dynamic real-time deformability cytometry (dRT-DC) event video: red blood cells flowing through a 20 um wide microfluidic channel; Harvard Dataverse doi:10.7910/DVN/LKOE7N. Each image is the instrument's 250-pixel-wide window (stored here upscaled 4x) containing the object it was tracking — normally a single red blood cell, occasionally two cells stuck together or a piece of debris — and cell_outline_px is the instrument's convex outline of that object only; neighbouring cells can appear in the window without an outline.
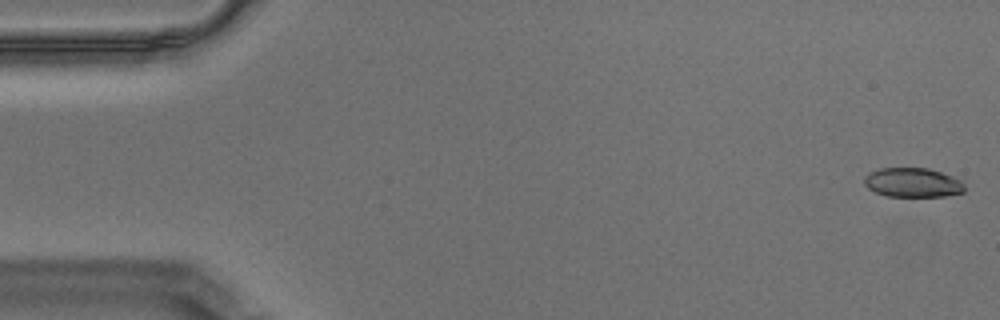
{"species": "Egyptian fruit bat (a non-hibernating species)", "species_latin": "Rousettus aegyptiacus", "temperature_condition": "warm", "stored_images_in_passage": 58, "camera_frame_rate_fps": 3000, "um_per_image_px": 0.085, "animal": {"sex": "male"}, "frame": {"image": 1, "passage_image": 1, "time_ms": 0.0, "image_size_px": [1000, 320], "cell_outline_px": [[964, 192], [944, 196], [888, 196], [876, 192], [868, 188], [864, 184], [864, 176], [868, 172], [880, 168], [928, 168], [952, 176], [960, 180], [964, 184]], "centroid_in_image_um": [77.56, 15.51], "position_along_channel_um": 7.4, "area_um2": 17.11}}
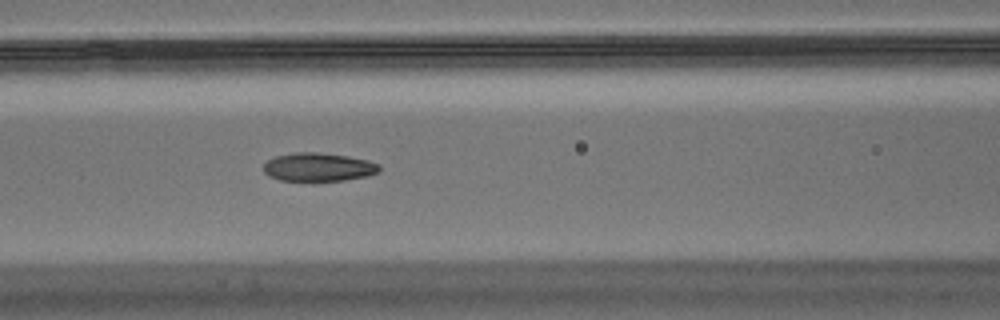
{"frame": {"image": 2, "passage_image": 24, "time_ms": 7.667, "image_size_px": [1000, 320], "cell_outline_px": [[380, 172], [368, 176], [344, 180], [280, 180], [268, 176], [264, 172], [264, 164], [268, 160], [276, 156], [296, 152], [320, 152], [348, 156], [368, 160], [380, 164]], "centroid_in_image_um": [27.1, 14.19], "position_along_channel_um": 139.5, "area_um2": 19.19}}
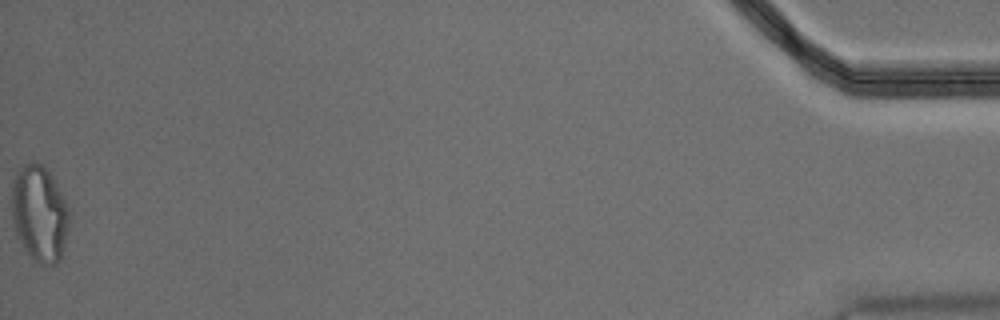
{"frame": {"image": 3, "passage_image": 58, "time_ms": 19.0, "image_size_px": [1000, 320], "cell_outline_px": [[68, 228], [60, 260], [52, 264], [40, 264], [28, 256], [16, 232], [12, 220], [12, 180], [16, 172], [24, 164], [32, 160], [36, 160], [52, 176], [68, 208]], "centroid_in_image_um": [3.33, 18.14], "position_along_channel_um": 431.9, "area_um2": 31.96}, "authors_computed_cell_mechanics": {"area_um2": 19.2185, "velocity_mm_per_s": 3.4703, "shape_relaxation_time_tau1_ms": 8.5099, "shape_relaxation_time_tau2_ms": 1.734, "deformation_change_tau1": 0.2315, "deformation_change_tau2": 0.0803}}